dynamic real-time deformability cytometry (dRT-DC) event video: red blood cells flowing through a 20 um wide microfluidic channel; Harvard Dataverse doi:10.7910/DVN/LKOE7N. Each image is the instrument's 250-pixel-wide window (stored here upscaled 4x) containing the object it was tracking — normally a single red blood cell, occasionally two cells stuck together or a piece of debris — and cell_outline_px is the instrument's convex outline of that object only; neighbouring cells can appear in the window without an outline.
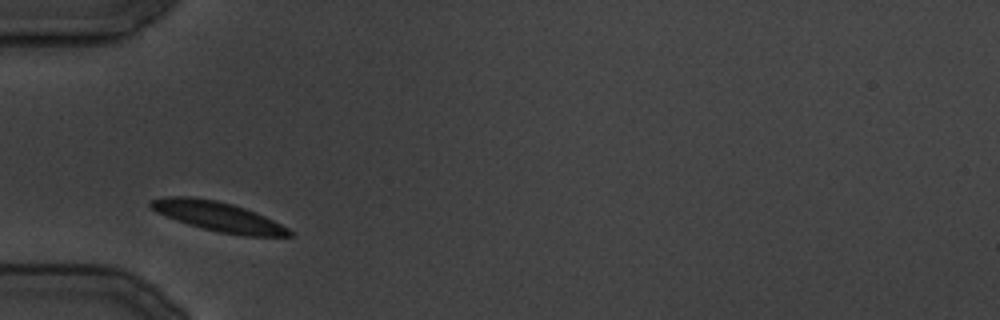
{"species": "common noctule bat (a hibernating species)", "species_latin": "Nyctalus noctula", "temperature_condition": "cold", "stored_images_in_passage": 5, "camera_frame_rate_fps": 3000, "um_per_image_px": 0.085, "animal": {"sex": "male", "body_mass_g": 19.5, "forearm_length_mm": 54.6}, "frame": {"image": 1, "passage_image": 1, "time_ms": 0.0, "image_size_px": [1000, 320], "cell_outline_px": [[296, 236], [244, 236], [220, 232], [188, 224], [176, 220], [156, 212], [148, 208], [148, 200], [164, 196], [192, 196], [216, 200], [232, 204], [256, 212], [288, 228]], "centroid_in_image_um": [18.48, 18.38], "position_along_channel_um": 66.5, "area_um2": 23.99}}
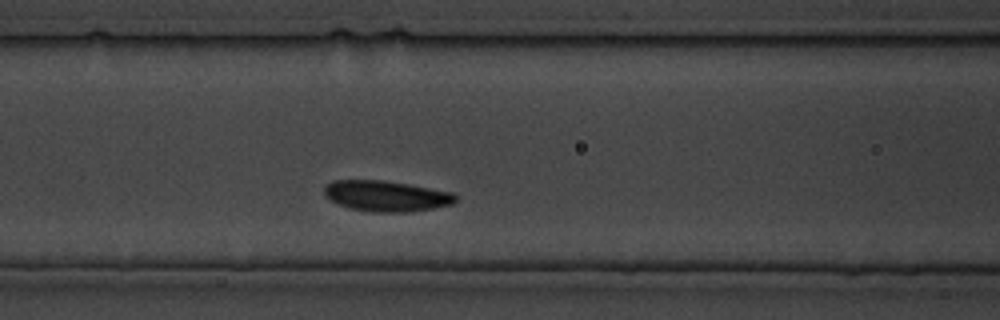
{"frame": {"image": 2, "passage_image": 5, "time_ms": 4.667, "image_size_px": [1000, 320], "cell_outline_px": [[456, 200], [452, 204], [432, 208], [404, 212], [368, 212], [348, 208], [336, 204], [324, 192], [324, 188], [332, 180], [380, 180], [408, 184], [452, 192], [456, 196]], "centroid_in_image_um": [32.81, 16.66], "position_along_channel_um": 133.8, "area_um2": 23.35}}